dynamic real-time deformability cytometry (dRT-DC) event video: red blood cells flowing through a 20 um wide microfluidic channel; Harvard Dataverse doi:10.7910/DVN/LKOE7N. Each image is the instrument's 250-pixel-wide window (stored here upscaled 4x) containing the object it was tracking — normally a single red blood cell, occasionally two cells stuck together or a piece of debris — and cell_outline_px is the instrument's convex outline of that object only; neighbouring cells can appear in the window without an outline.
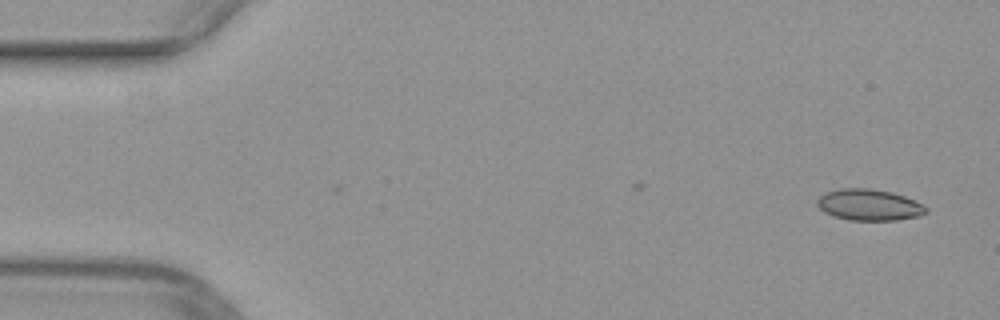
{"species": "common noctule bat (a hibernating species)", "species_latin": "Nyctalus noctula", "temperature_condition": "warm", "stored_images_in_passage": 38, "camera_frame_rate_fps": 3000, "um_per_image_px": 0.085, "animal": {"sex": "female", "body_mass_g": 29.2, "forearm_length_mm": 56.3}, "frame": {"image": 1, "passage_image": 1, "time_ms": 0.0, "image_size_px": [1000, 320], "cell_outline_px": [[928, 212], [920, 216], [896, 220], [848, 220], [832, 216], [824, 212], [816, 204], [816, 200], [824, 192], [840, 188], [868, 188], [892, 192], [904, 196], [928, 208]], "centroid_in_image_um": [73.83, 17.41], "position_along_channel_um": 11.2, "area_um2": 19.94}}
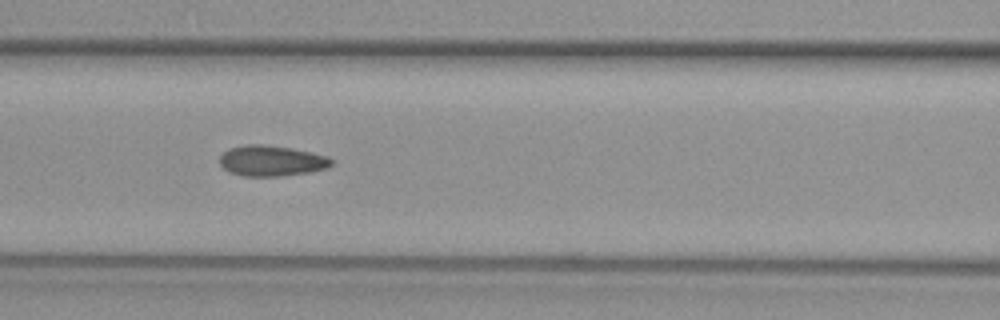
{"frame": {"image": 2, "passage_image": 20, "time_ms": 6.333, "image_size_px": [1000, 320], "cell_outline_px": [[332, 164], [328, 168], [312, 172], [280, 176], [244, 176], [228, 172], [220, 164], [220, 156], [228, 148], [248, 144], [264, 144], [292, 148], [328, 156], [332, 160]], "centroid_in_image_um": [23.08, 13.67], "position_along_channel_um": 143.5, "area_um2": 20.11}}
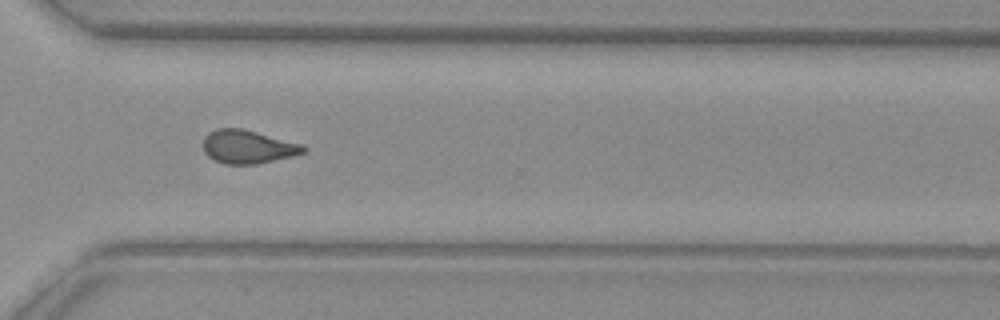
{"frame": {"image": 3, "passage_image": 35, "time_ms": 11.333, "image_size_px": [1000, 320], "cell_outline_px": [[308, 148], [304, 152], [292, 156], [256, 164], [224, 164], [212, 160], [204, 152], [204, 136], [208, 132], [216, 128], [240, 128], [304, 144]], "centroid_in_image_um": [21.05, 12.48], "position_along_channel_um": 349.5, "area_um2": 19.59}}